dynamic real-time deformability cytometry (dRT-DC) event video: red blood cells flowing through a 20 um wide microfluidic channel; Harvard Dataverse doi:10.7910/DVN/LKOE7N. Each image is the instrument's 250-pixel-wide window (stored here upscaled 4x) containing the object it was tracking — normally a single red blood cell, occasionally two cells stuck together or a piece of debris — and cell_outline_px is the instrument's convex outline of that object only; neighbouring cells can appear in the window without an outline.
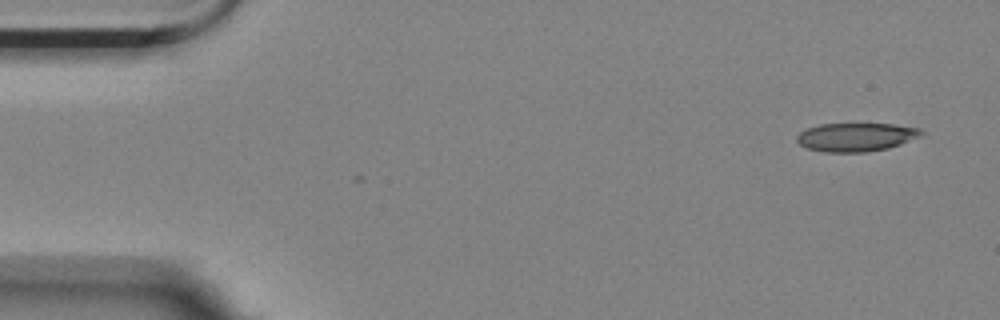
{"species": "Egyptian fruit bat (a non-hibernating species)", "species_latin": "Rousettus aegyptiacus", "temperature_condition": "room temperature", "stored_images_in_passage": 6, "camera_frame_rate_fps": 3000, "um_per_image_px": 0.085, "animal": {"sex": "female"}, "frame": {"image": 1, "passage_image": 1, "time_ms": 0.0, "image_size_px": [1000, 320], "cell_outline_px": [[924, 132], [920, 136], [900, 144], [888, 148], [864, 152], [824, 152], [808, 148], [800, 144], [796, 140], [796, 136], [800, 132], [808, 128], [820, 124], [896, 124], [920, 128]], "centroid_in_image_um": [72.77, 11.65], "position_along_channel_um": 12.2, "area_um2": 20.58}}